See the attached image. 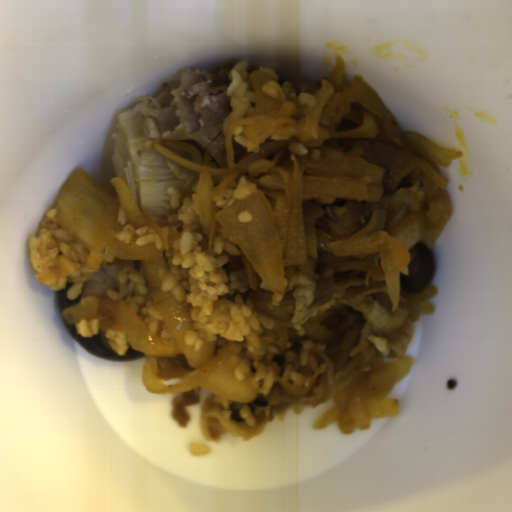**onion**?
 Wrapping results in <instances>:
<instances>
[{"mask_svg":"<svg viewBox=\"0 0 512 512\" xmlns=\"http://www.w3.org/2000/svg\"><path fill=\"white\" fill-rule=\"evenodd\" d=\"M110 184L111 189L102 187L85 170L75 169L61 186L55 216L61 230L85 247L141 261L156 313L172 334L160 337L125 303L116 305L115 330L145 356L141 383L152 394L202 387L231 402L250 403L260 391L258 377L249 372L238 379L232 351L219 352L215 342H202L199 349L186 343L187 331L195 330L189 311L161 287L159 273L167 270L163 256L179 241L178 232L147 218L123 178L112 177ZM178 354L185 355L193 372L171 381L157 380L156 358Z\"/></svg>","mask_w":512,"mask_h":512,"instance_id":"1","label":"onion"},{"mask_svg":"<svg viewBox=\"0 0 512 512\" xmlns=\"http://www.w3.org/2000/svg\"><path fill=\"white\" fill-rule=\"evenodd\" d=\"M292 164L279 166L263 175L260 184L283 191L289 201L285 250L282 251L272 207L262 191L224 206L215 216L226 239L238 246L272 292H285L284 269L303 265L308 257L317 258L318 231L305 229L304 202L321 198L364 201L365 183L332 176L303 173L297 156Z\"/></svg>","mask_w":512,"mask_h":512,"instance_id":"2","label":"onion"},{"mask_svg":"<svg viewBox=\"0 0 512 512\" xmlns=\"http://www.w3.org/2000/svg\"><path fill=\"white\" fill-rule=\"evenodd\" d=\"M334 91V85L321 78L320 91L305 118L296 119L291 115H253L229 122L223 128L226 167L198 165L187 160L153 140V149L174 162L194 171L198 175L197 189L193 201L201 230L210 236L211 203L219 179L233 173L236 165L233 160V133L236 128L244 129L248 141L260 142L270 136L312 137L318 126L319 117Z\"/></svg>","mask_w":512,"mask_h":512,"instance_id":"3","label":"onion"},{"mask_svg":"<svg viewBox=\"0 0 512 512\" xmlns=\"http://www.w3.org/2000/svg\"><path fill=\"white\" fill-rule=\"evenodd\" d=\"M421 234L420 219L414 215L402 221L393 231H378L362 237L333 240L329 243V248L336 257L364 252L380 254L391 310L387 311L374 302L365 311L364 317L376 333L393 334L407 320L408 312L399 305L400 275H407L410 252Z\"/></svg>","mask_w":512,"mask_h":512,"instance_id":"4","label":"onion"},{"mask_svg":"<svg viewBox=\"0 0 512 512\" xmlns=\"http://www.w3.org/2000/svg\"><path fill=\"white\" fill-rule=\"evenodd\" d=\"M414 361L395 358L377 363L363 375L348 381L334 397V406L321 413L312 429L336 424L344 435L370 429L372 418H395L399 398H387L391 390L411 372Z\"/></svg>","mask_w":512,"mask_h":512,"instance_id":"5","label":"onion"},{"mask_svg":"<svg viewBox=\"0 0 512 512\" xmlns=\"http://www.w3.org/2000/svg\"><path fill=\"white\" fill-rule=\"evenodd\" d=\"M404 140L408 147L422 158L439 164L442 167L452 165L458 157H462L463 152L454 151L440 147L423 137L418 132H405Z\"/></svg>","mask_w":512,"mask_h":512,"instance_id":"6","label":"onion"}]
</instances>
